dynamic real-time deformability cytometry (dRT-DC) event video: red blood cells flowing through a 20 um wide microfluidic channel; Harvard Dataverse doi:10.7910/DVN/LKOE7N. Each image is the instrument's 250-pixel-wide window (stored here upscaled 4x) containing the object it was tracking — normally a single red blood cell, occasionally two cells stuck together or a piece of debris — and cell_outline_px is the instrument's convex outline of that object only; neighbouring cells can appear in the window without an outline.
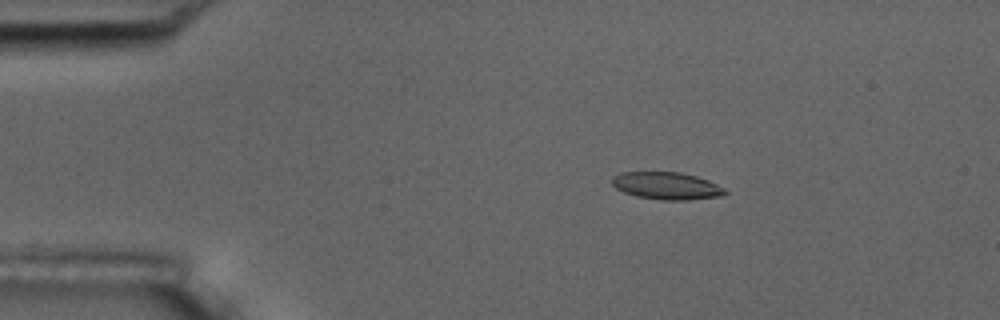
{"species": "common noctule bat (a hibernating species)", "species_latin": "Nyctalus noctula", "temperature_condition": "room temperature", "stored_images_in_passage": 4, "camera_frame_rate_fps": 3000, "um_per_image_px": 0.085, "animal": {"sex": "male", "body_mass_g": 17.5, "forearm_length_mm": 52.3}, "frame": {"image": 1, "passage_image": 2, "time_ms": 2.0, "image_size_px": [1000, 320], "cell_outline_px": [[728, 192], [720, 196], [688, 200], [660, 200], [636, 196], [624, 192], [616, 188], [612, 184], [612, 176], [620, 172], [680, 172], [696, 176], [708, 180], [724, 188]], "centroid_in_image_um": [56.64, 15.79], "position_along_channel_um": 28.4, "area_um2": 18.03}}